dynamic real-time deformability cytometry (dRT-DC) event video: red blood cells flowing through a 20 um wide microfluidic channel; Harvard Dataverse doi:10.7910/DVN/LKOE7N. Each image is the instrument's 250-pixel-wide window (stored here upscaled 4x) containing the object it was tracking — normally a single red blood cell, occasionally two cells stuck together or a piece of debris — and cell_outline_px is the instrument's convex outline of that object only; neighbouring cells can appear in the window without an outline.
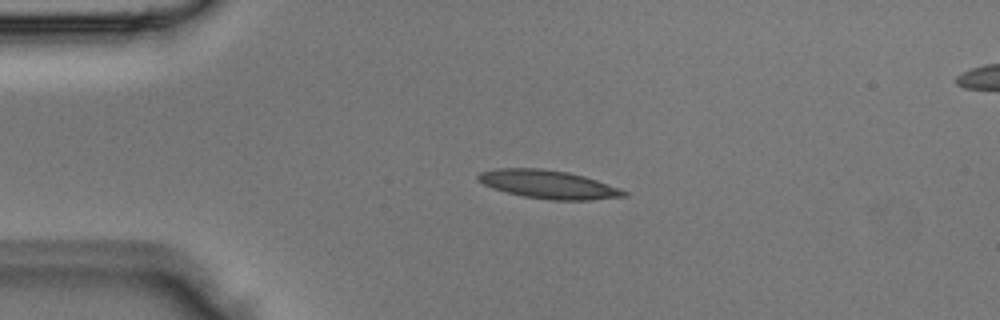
{"species": "Egyptian fruit bat (a non-hibernating species)", "species_latin": "Rousettus aegyptiacus", "temperature_condition": "room temperature", "stored_images_in_passage": 3, "segment_of_instrument_passage": [1, 2], "camera_frame_rate_fps": 3000, "um_per_image_px": 0.085, "animal": {"sex": "male"}, "frame": {"image": 1, "passage_image": 2, "time_ms": 0.333, "image_size_px": [1000, 320], "cell_outline_px": [[628, 196], [592, 200], [552, 200], [524, 196], [492, 188], [476, 180], [476, 176], [480, 172], [496, 168], [540, 168], [568, 172], [584, 176], [620, 188], [628, 192]], "centroid_in_image_um": [46.61, 15.67], "position_along_channel_um": 38.4, "area_um2": 24.1}}